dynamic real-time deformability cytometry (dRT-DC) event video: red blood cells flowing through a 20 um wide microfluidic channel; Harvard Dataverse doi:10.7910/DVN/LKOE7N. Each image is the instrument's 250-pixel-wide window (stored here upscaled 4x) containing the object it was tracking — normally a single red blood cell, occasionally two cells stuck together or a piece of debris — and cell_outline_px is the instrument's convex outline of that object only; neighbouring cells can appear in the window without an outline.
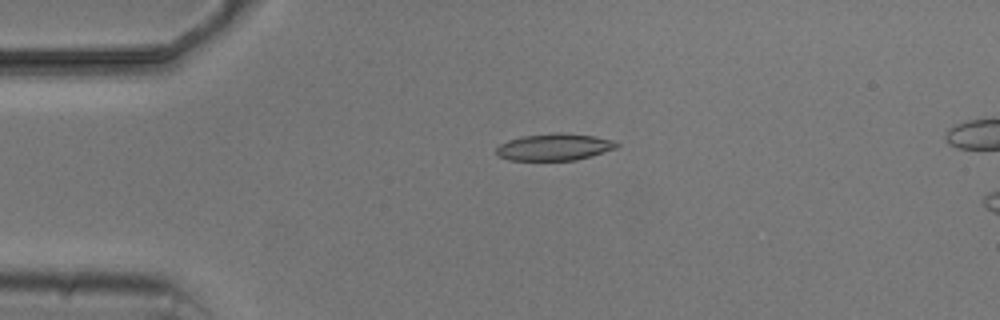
{"species": "common noctule bat (a hibernating species)", "species_latin": "Nyctalus noctula", "temperature_condition": "cold", "stored_images_in_passage": 2, "camera_frame_rate_fps": 3000, "um_per_image_px": 0.085, "animal": {"sex": "male", "body_mass_g": 20.5, "forearm_length_mm": 52.5}, "frame": {"image": 1, "passage_image": 1, "time_ms": 0.0, "image_size_px": [1000, 320], "cell_outline_px": [[620, 144], [616, 148], [592, 156], [576, 160], [508, 160], [496, 156], [496, 148], [500, 144], [508, 140], [524, 136], [556, 132], [560, 132], [596, 136], [616, 140]], "centroid_in_image_um": [47.14, 12.49], "position_along_channel_um": 37.9, "area_um2": 19.07}}